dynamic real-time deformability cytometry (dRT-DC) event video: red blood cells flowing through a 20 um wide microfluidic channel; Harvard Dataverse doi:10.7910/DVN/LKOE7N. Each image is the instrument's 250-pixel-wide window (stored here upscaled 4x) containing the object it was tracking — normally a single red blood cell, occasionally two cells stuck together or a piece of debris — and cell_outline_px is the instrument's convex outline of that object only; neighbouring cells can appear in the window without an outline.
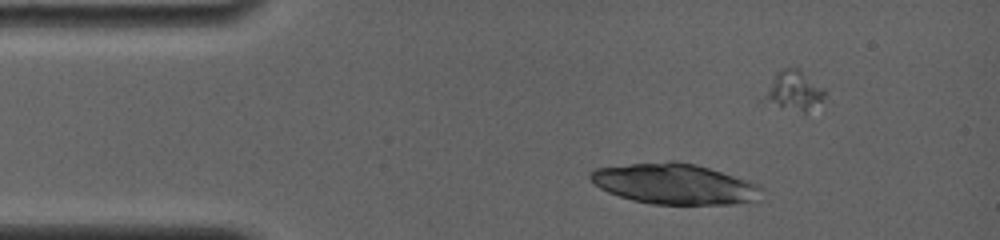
{"species": "common noctule bat (a hibernating species)", "species_latin": "Nyctalus noctula", "temperature_condition": "room temperature", "stored_images_in_passage": 4, "camera_frame_rate_fps": 4000, "um_per_image_px": 0.085, "animal": {"sex": "female", "body_mass_g": 19.0, "forearm_length_mm": 56.7}, "frame": {"image": 1, "passage_image": 4, "time_ms": 1.25, "image_size_px": [1000, 240], "cell_outline_px": [[828, 92], [808, 112], [804, 112], [780, 108], [764, 96], [776, 72], [780, 68], [800, 68], [824, 88]], "centroid_in_image_um": [67.54, 7.67], "position_along_channel_um": 17.5, "area_um2": 13.58}}